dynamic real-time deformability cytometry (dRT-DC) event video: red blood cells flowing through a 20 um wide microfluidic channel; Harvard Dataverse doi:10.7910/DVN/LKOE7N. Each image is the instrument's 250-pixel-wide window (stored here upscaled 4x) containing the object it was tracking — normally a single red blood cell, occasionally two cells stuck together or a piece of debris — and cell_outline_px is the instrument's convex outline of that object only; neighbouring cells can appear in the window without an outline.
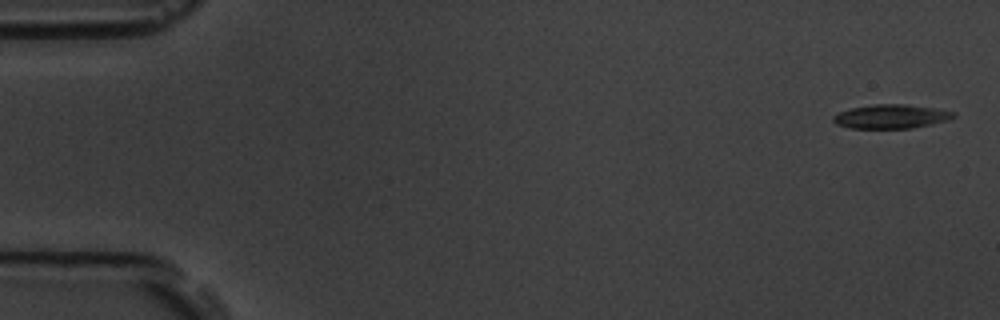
{"species": "common noctule bat (a hibernating species)", "species_latin": "Nyctalus noctula", "temperature_condition": "room temperature", "stored_images_in_passage": 6, "segment_of_instrument_passage": [2, 2], "camera_frame_rate_fps": 3000, "um_per_image_px": 0.085, "animal": {"sex": "male", "body_mass_g": 19.5, "forearm_length_mm": 54.6}, "frame": {"image": 1, "passage_image": 6, "time_ms": 6.0, "image_size_px": [1000, 320], "cell_outline_px": [[956, 116], [948, 120], [932, 124], [912, 128], [848, 128], [836, 124], [832, 120], [832, 116], [840, 112], [852, 108], [872, 104], [904, 104], [932, 108], [956, 112]], "centroid_in_image_um": [75.73, 9.9], "position_along_channel_um": 9.3, "area_um2": 16.76}}